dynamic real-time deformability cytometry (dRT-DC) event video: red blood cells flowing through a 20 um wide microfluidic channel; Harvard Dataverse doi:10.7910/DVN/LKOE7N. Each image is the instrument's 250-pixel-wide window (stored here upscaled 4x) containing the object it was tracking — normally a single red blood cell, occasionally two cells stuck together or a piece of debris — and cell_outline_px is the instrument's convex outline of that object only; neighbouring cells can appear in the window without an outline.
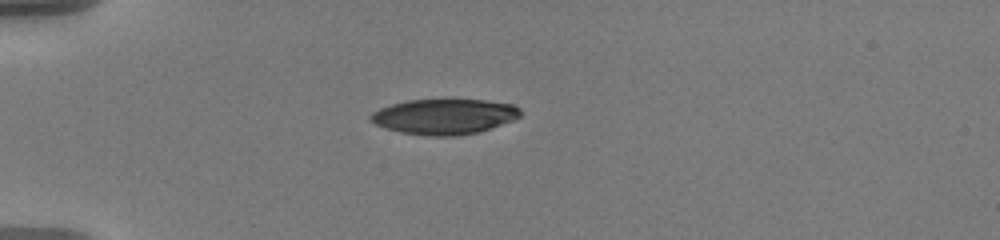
{"species": "human", "species_latin": "Homo sapiens", "temperature_condition": "warm", "stored_images_in_passage": 7, "camera_frame_rate_fps": 3000, "um_per_image_px": 0.085, "donor": {"sex": "male"}, "frame": {"image": 1, "passage_image": 1, "time_ms": 0.0, "image_size_px": [1000, 240], "cell_outline_px": [[520, 116], [512, 120], [480, 132], [456, 136], [428, 136], [400, 132], [384, 128], [368, 120], [368, 116], [372, 112], [380, 108], [392, 104], [408, 100], [484, 100], [512, 104], [520, 108]], "centroid_in_image_um": [37.73, 9.91], "position_along_channel_um": 47.3, "area_um2": 30.87}}
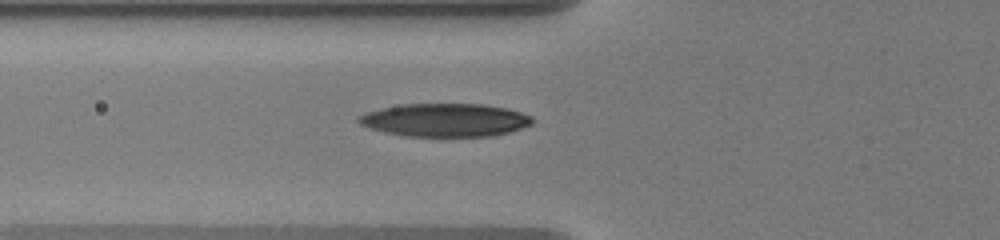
{"frame": {"image": 2, "passage_image": 5, "time_ms": 2.0, "image_size_px": [1000, 240], "cell_outline_px": [[536, 120], [532, 124], [508, 132], [492, 136], [404, 136], [384, 132], [368, 128], [360, 124], [356, 120], [356, 116], [380, 108], [400, 104], [484, 104], [508, 108], [532, 116]], "centroid_in_image_um": [37.82, 10.2], "position_along_channel_um": 88.0, "area_um2": 33.81}}
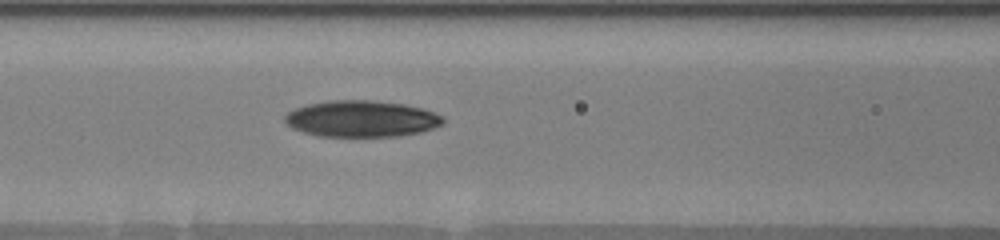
{"frame": {"image": 3, "passage_image": 7, "time_ms": 3.333, "image_size_px": [1000, 240], "cell_outline_px": [[444, 124], [420, 132], [396, 136], [320, 136], [304, 132], [292, 128], [284, 120], [284, 116], [288, 112], [296, 108], [308, 104], [328, 100], [372, 100], [404, 104], [424, 108], [444, 116]], "centroid_in_image_um": [30.75, 10.08], "position_along_channel_um": 135.8, "area_um2": 33.58}}